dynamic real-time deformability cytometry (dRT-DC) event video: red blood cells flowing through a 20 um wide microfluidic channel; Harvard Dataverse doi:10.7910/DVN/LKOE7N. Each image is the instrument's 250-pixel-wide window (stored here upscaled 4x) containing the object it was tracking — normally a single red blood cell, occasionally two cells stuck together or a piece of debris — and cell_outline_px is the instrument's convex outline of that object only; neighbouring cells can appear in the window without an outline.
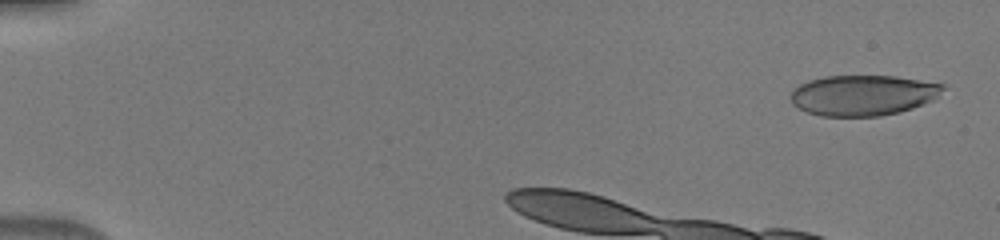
{"species": "human", "species_latin": "Homo sapiens", "temperature_condition": "warm", "stored_images_in_passage": 36, "camera_frame_rate_fps": 3000, "um_per_image_px": 0.085, "donor": {"sex": "male"}, "frame": {"image": 1, "passage_image": 2, "time_ms": 0.333, "image_size_px": [1000, 240], "cell_outline_px": [[944, 88], [932, 100], [912, 108], [900, 112], [880, 116], [820, 116], [808, 112], [792, 104], [792, 92], [800, 84], [808, 80], [824, 76], [896, 76], [944, 84]], "centroid_in_image_um": [73.35, 8.09], "position_along_channel_um": 11.7, "area_um2": 35.72}}
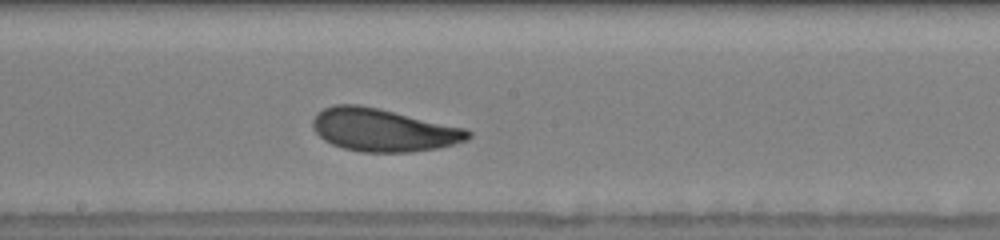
{"frame": {"image": 2, "passage_image": 20, "time_ms": 6.333, "image_size_px": [1000, 240], "cell_outline_px": [[472, 136], [468, 140], [436, 148], [412, 152], [360, 152], [344, 148], [332, 144], [324, 140], [312, 128], [312, 120], [316, 112], [324, 108], [336, 104], [356, 104], [380, 108], [464, 128], [472, 132]], "centroid_in_image_um": [32.55, 11.04], "position_along_channel_um": 215.7, "area_um2": 38.78}}
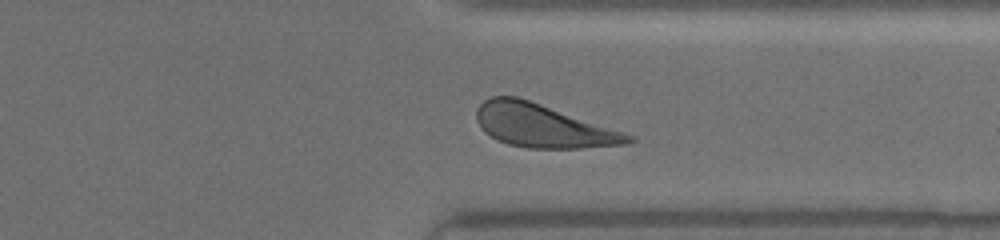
{"frame": {"image": 3, "passage_image": 31, "time_ms": 10.0, "image_size_px": [1000, 240], "cell_outline_px": [[636, 140], [628, 144], [580, 148], [528, 148], [508, 144], [496, 140], [484, 132], [480, 128], [476, 120], [476, 108], [484, 100], [492, 96], [516, 96], [636, 136]], "centroid_in_image_um": [46.12, 10.7], "position_along_channel_um": 365.3, "area_um2": 38.09}}